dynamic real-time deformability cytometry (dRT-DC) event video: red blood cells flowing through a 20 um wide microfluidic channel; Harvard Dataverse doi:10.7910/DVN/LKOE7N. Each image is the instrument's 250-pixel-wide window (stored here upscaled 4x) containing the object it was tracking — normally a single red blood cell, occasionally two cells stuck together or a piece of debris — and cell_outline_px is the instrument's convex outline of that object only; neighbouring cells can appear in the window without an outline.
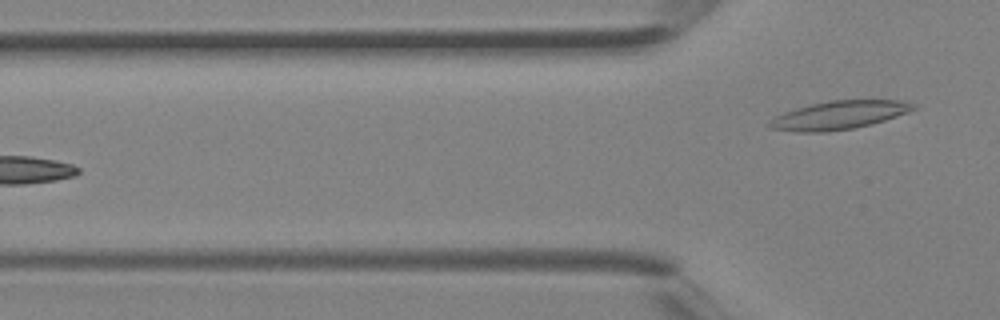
{"species": "Egyptian fruit bat (a non-hibernating species)", "species_latin": "Rousettus aegyptiacus", "temperature_condition": "room temperature", "stored_images_in_passage": 5, "camera_frame_rate_fps": 3000, "um_per_image_px": 0.085, "animal": {"sex": "female"}, "frame": {"image": 1, "passage_image": 5, "time_ms": 1.333, "image_size_px": [1000, 320], "cell_outline_px": [[916, 108], [908, 112], [872, 124], [852, 128], [828, 132], [792, 132], [768, 128], [768, 120], [784, 112], [796, 108], [828, 100], [900, 100], [916, 104]], "centroid_in_image_um": [71.27, 9.79], "position_along_channel_um": 54.5, "area_um2": 23.87}}